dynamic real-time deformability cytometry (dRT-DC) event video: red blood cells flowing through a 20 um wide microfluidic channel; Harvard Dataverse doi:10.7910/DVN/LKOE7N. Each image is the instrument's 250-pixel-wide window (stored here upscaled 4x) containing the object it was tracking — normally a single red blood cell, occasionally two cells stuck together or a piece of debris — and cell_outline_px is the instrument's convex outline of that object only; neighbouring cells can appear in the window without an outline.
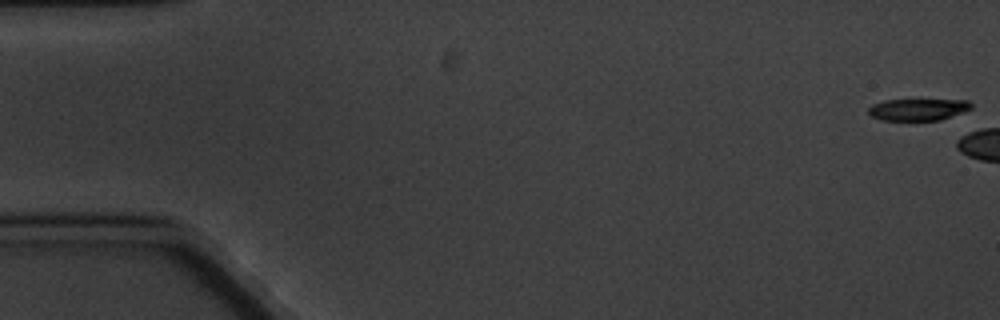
{"species": "common noctule bat (a hibernating species)", "species_latin": "Nyctalus noctula", "temperature_condition": "cold", "stored_images_in_passage": 3, "camera_frame_rate_fps": 3000, "um_per_image_px": 0.085, "animal": {"sex": "male", "body_mass_g": 20.1, "forearm_length_mm": 53.5}, "frame": {"image": 1, "passage_image": 1, "time_ms": 0.0, "image_size_px": [1000, 320], "cell_outline_px": [[972, 108], [964, 112], [940, 120], [880, 120], [872, 116], [868, 112], [868, 108], [872, 104], [884, 100], [968, 100], [972, 104]], "centroid_in_image_um": [78.03, 9.3], "position_along_channel_um": 7.0, "area_um2": 13.06}}